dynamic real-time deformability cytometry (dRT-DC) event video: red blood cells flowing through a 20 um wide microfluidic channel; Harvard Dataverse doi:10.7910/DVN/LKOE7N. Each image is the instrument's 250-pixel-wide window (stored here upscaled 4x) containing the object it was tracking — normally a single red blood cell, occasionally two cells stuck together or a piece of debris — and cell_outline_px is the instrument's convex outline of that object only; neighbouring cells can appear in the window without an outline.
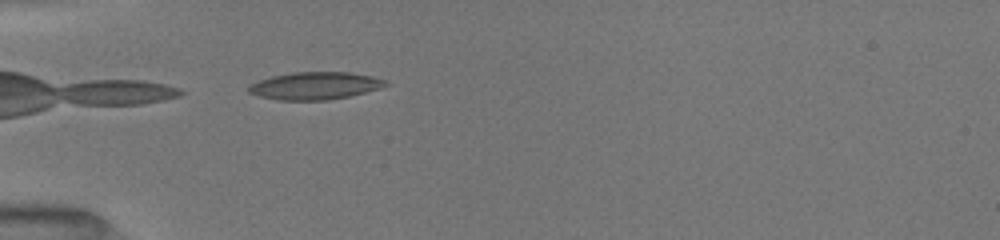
{"species": "common noctule bat (a hibernating species)", "species_latin": "Nyctalus noctula", "temperature_condition": "room temperature", "stored_images_in_passage": 36, "camera_frame_rate_fps": 3000, "um_per_image_px": 0.085, "animal": {"sex": "female", "body_mass_g": 19.5, "forearm_length_mm": 54.1}, "frame": {"image": 1, "passage_image": 1, "time_ms": 0.0, "image_size_px": [1000, 240], "cell_outline_px": [[388, 84], [380, 88], [348, 96], [328, 100], [276, 100], [260, 96], [248, 92], [248, 88], [252, 84], [260, 80], [272, 76], [292, 72], [348, 72], [372, 76], [384, 80]], "centroid_in_image_um": [26.76, 7.29], "position_along_channel_um": 58.2, "area_um2": 21.68}}
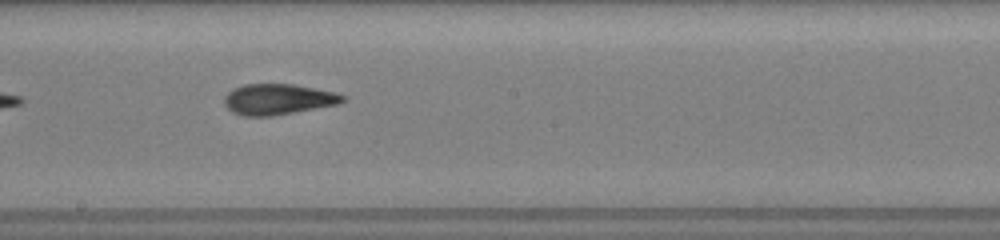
{"frame": {"image": 2, "passage_image": 14, "time_ms": 4.333, "image_size_px": [1000, 240], "cell_outline_px": [[348, 100], [336, 104], [272, 116], [244, 116], [232, 112], [224, 104], [224, 96], [232, 88], [244, 84], [292, 84], [336, 92], [348, 96]], "centroid_in_image_um": [23.63, 8.43], "position_along_channel_um": 224.6, "area_um2": 21.27}}
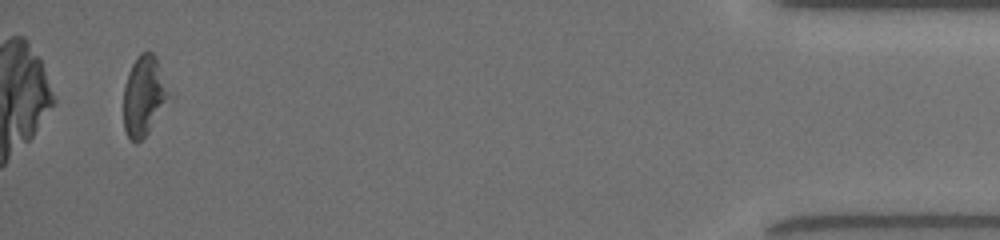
{"frame": {"image": 3, "passage_image": 34, "time_ms": 11.0, "image_size_px": [1000, 240], "cell_outline_px": [[164, 96], [148, 132], [136, 144], [128, 136], [124, 128], [124, 84], [128, 72], [136, 56], [140, 52], [148, 48], [156, 56], [164, 92]], "centroid_in_image_um": [12.08, 8.08], "position_along_channel_um": 423.1, "area_um2": 19.36}, "authors_computed_cell_mechanics": {"area_um2": 21.2704, "velocity_mm_per_s": 4.0497, "shape_relaxation_time_tau1_ms": 6.355, "shape_relaxation_time_tau2_ms": 2.5279, "deformation_change_tau1": 0.1727, "deformation_change_tau2": 0.1063}}